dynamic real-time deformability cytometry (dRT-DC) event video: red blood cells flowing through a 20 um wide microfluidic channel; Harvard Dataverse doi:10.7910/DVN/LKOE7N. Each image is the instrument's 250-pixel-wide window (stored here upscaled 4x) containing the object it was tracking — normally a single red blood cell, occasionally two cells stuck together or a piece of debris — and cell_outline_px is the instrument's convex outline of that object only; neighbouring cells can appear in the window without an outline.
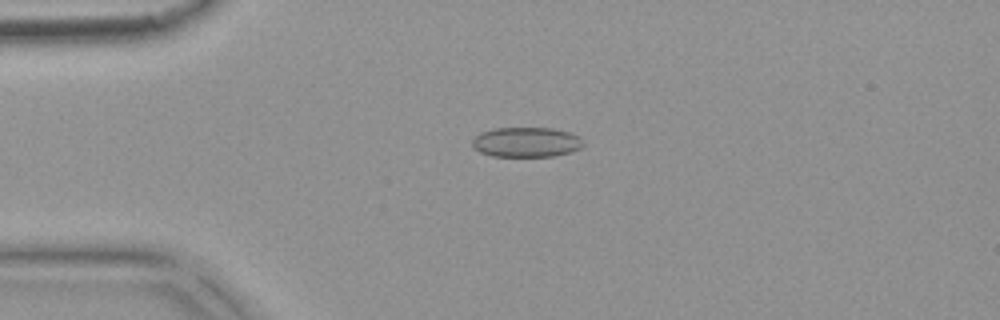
{"species": "common noctule bat (a hibernating species)", "species_latin": "Nyctalus noctula", "temperature_condition": "warm", "stored_images_in_passage": 54, "camera_frame_rate_fps": 3000, "um_per_image_px": 0.085, "animal": {"sex": "female", "body_mass_g": 18.4}, "frame": {"image": 1, "passage_image": 13, "time_ms": 4.0, "image_size_px": [1000, 320], "cell_outline_px": [[584, 144], [580, 148], [572, 152], [552, 156], [492, 156], [480, 152], [472, 148], [472, 140], [480, 132], [496, 128], [552, 128], [572, 132], [580, 136], [584, 140]], "centroid_in_image_um": [44.77, 12.08], "position_along_channel_um": 40.2, "area_um2": 19.59}}
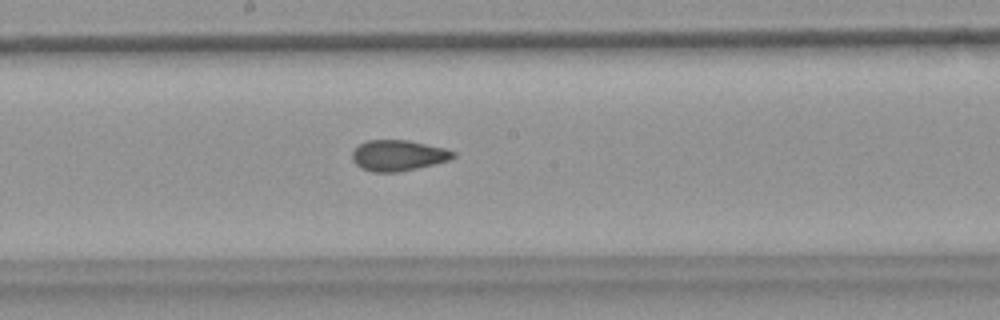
{"frame": {"image": 2, "passage_image": 29, "time_ms": 9.333, "image_size_px": [1000, 320], "cell_outline_px": [[456, 156], [448, 160], [416, 168], [396, 172], [372, 172], [360, 168], [352, 160], [352, 152], [360, 144], [368, 140], [408, 140], [444, 148], [456, 152]], "centroid_in_image_um": [33.82, 13.21], "position_along_channel_um": 214.4, "area_um2": 17.98}}
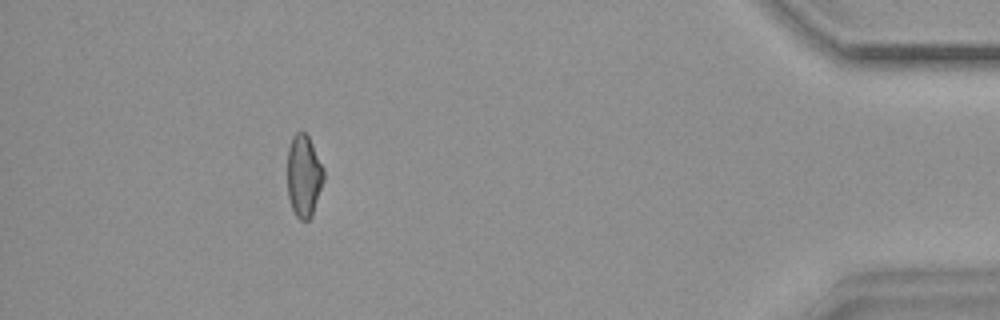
{"frame": {"image": 3, "passage_image": 49, "time_ms": 16.0, "image_size_px": [1000, 320], "cell_outline_px": [[324, 180], [312, 216], [308, 220], [300, 220], [296, 216], [292, 208], [288, 196], [288, 148], [292, 136], [296, 132], [304, 132], [308, 136], [324, 168]], "centroid_in_image_um": [25.83, 14.96], "position_along_channel_um": 409.4, "area_um2": 17.4}, "authors_computed_cell_mechanics": {"area_um2": 18.6405, "velocity_mm_per_s": 3.7601, "shape_relaxation_time_tau1_ms": null, "shape_relaxation_time_tau2_ms": 1.6533, "deformation_change_tau1": null, "deformation_change_tau2": 0.0767}}